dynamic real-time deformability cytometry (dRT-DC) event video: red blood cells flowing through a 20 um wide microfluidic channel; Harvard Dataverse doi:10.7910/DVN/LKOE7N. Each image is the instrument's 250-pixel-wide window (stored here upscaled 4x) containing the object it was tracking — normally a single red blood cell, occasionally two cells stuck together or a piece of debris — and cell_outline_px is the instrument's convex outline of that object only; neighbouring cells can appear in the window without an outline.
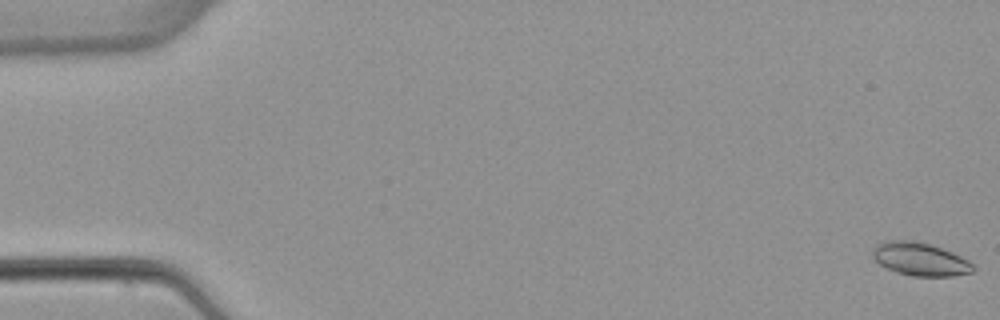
{"species": "common noctule bat (a hibernating species)", "species_latin": "Nyctalus noctula", "temperature_condition": "warm", "stored_images_in_passage": 6, "camera_frame_rate_fps": 3000, "um_per_image_px": 0.085, "animal": {"sex": "female", "body_mass_g": 22.7, "forearm_length_mm": 54.2}, "frame": {"image": 1, "passage_image": 1, "time_ms": 0.0, "image_size_px": [1000, 320], "cell_outline_px": [[976, 268], [972, 272], [952, 276], [912, 276], [896, 272], [880, 264], [872, 256], [872, 252], [876, 244], [888, 240], [912, 240], [928, 244], [952, 252], [968, 260]], "centroid_in_image_um": [78.2, 22.03], "position_along_channel_um": 6.8, "area_um2": 19.25}}